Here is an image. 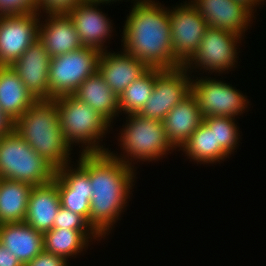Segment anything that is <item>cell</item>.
<instances>
[{"label":"cell","instance_id":"1","mask_svg":"<svg viewBox=\"0 0 266 266\" xmlns=\"http://www.w3.org/2000/svg\"><path fill=\"white\" fill-rule=\"evenodd\" d=\"M134 4L122 32L123 51L142 60L149 68L179 67L174 61L169 9L152 0Z\"/></svg>","mask_w":266,"mask_h":266},{"label":"cell","instance_id":"2","mask_svg":"<svg viewBox=\"0 0 266 266\" xmlns=\"http://www.w3.org/2000/svg\"><path fill=\"white\" fill-rule=\"evenodd\" d=\"M134 171L109 152L89 153L90 226L101 236L99 240L110 233L123 212L136 176Z\"/></svg>","mask_w":266,"mask_h":266},{"label":"cell","instance_id":"3","mask_svg":"<svg viewBox=\"0 0 266 266\" xmlns=\"http://www.w3.org/2000/svg\"><path fill=\"white\" fill-rule=\"evenodd\" d=\"M14 130L56 170L71 163V145L65 140L60 128L58 111L53 99L36 100L15 121Z\"/></svg>","mask_w":266,"mask_h":266},{"label":"cell","instance_id":"4","mask_svg":"<svg viewBox=\"0 0 266 266\" xmlns=\"http://www.w3.org/2000/svg\"><path fill=\"white\" fill-rule=\"evenodd\" d=\"M53 100L56 103L60 128L70 145L74 142L83 143L85 147L82 153L109 151L98 143L111 125L103 116L74 95H63Z\"/></svg>","mask_w":266,"mask_h":266},{"label":"cell","instance_id":"5","mask_svg":"<svg viewBox=\"0 0 266 266\" xmlns=\"http://www.w3.org/2000/svg\"><path fill=\"white\" fill-rule=\"evenodd\" d=\"M56 169L15 131L0 138V178L32 186L54 180Z\"/></svg>","mask_w":266,"mask_h":266},{"label":"cell","instance_id":"6","mask_svg":"<svg viewBox=\"0 0 266 266\" xmlns=\"http://www.w3.org/2000/svg\"><path fill=\"white\" fill-rule=\"evenodd\" d=\"M121 131L120 147L123 149V157L108 151L114 158L134 168L131 161H153L175 149L168 141L162 121L142 117L137 113L128 114ZM168 152V153H166ZM129 156L131 158H129ZM125 157V158H124ZM127 157V158H126Z\"/></svg>","mask_w":266,"mask_h":266},{"label":"cell","instance_id":"7","mask_svg":"<svg viewBox=\"0 0 266 266\" xmlns=\"http://www.w3.org/2000/svg\"><path fill=\"white\" fill-rule=\"evenodd\" d=\"M100 53L99 50L83 46L51 57L48 82L51 99L73 95L77 88L98 70Z\"/></svg>","mask_w":266,"mask_h":266},{"label":"cell","instance_id":"8","mask_svg":"<svg viewBox=\"0 0 266 266\" xmlns=\"http://www.w3.org/2000/svg\"><path fill=\"white\" fill-rule=\"evenodd\" d=\"M184 66L156 69L153 92L137 113L142 117L162 121L168 112L191 93L192 79Z\"/></svg>","mask_w":266,"mask_h":266},{"label":"cell","instance_id":"9","mask_svg":"<svg viewBox=\"0 0 266 266\" xmlns=\"http://www.w3.org/2000/svg\"><path fill=\"white\" fill-rule=\"evenodd\" d=\"M169 18L174 61L185 66L195 55L208 25L190 2L169 9Z\"/></svg>","mask_w":266,"mask_h":266},{"label":"cell","instance_id":"10","mask_svg":"<svg viewBox=\"0 0 266 266\" xmlns=\"http://www.w3.org/2000/svg\"><path fill=\"white\" fill-rule=\"evenodd\" d=\"M191 93L197 99L203 117L235 118V116L241 115L249 104L247 97L232 85L224 83V81L210 79V77H201L200 79L197 77L196 80H192Z\"/></svg>","mask_w":266,"mask_h":266},{"label":"cell","instance_id":"11","mask_svg":"<svg viewBox=\"0 0 266 266\" xmlns=\"http://www.w3.org/2000/svg\"><path fill=\"white\" fill-rule=\"evenodd\" d=\"M241 36L218 28L208 27L202 38L195 55L184 66L189 73V68L209 70L219 74L231 69L237 57V43L241 42ZM239 41V42H238ZM194 62V63H193ZM195 64V67L193 66ZM197 66V67H196Z\"/></svg>","mask_w":266,"mask_h":266},{"label":"cell","instance_id":"12","mask_svg":"<svg viewBox=\"0 0 266 266\" xmlns=\"http://www.w3.org/2000/svg\"><path fill=\"white\" fill-rule=\"evenodd\" d=\"M77 168L65 165L56 170V185L62 207L81 215L90 225L92 187L89 179V153H82Z\"/></svg>","mask_w":266,"mask_h":266},{"label":"cell","instance_id":"13","mask_svg":"<svg viewBox=\"0 0 266 266\" xmlns=\"http://www.w3.org/2000/svg\"><path fill=\"white\" fill-rule=\"evenodd\" d=\"M40 12L0 16V65L11 66L39 39Z\"/></svg>","mask_w":266,"mask_h":266},{"label":"cell","instance_id":"14","mask_svg":"<svg viewBox=\"0 0 266 266\" xmlns=\"http://www.w3.org/2000/svg\"><path fill=\"white\" fill-rule=\"evenodd\" d=\"M50 61L43 43L37 39L11 65L36 100L51 99L48 84Z\"/></svg>","mask_w":266,"mask_h":266},{"label":"cell","instance_id":"15","mask_svg":"<svg viewBox=\"0 0 266 266\" xmlns=\"http://www.w3.org/2000/svg\"><path fill=\"white\" fill-rule=\"evenodd\" d=\"M99 4L100 2L85 0L73 6L67 13L74 23L81 44L104 52V43L111 36L113 26L106 14L97 9Z\"/></svg>","mask_w":266,"mask_h":266},{"label":"cell","instance_id":"16","mask_svg":"<svg viewBox=\"0 0 266 266\" xmlns=\"http://www.w3.org/2000/svg\"><path fill=\"white\" fill-rule=\"evenodd\" d=\"M190 3L206 20L208 27L227 30L241 37L254 17L245 6L234 0H192Z\"/></svg>","mask_w":266,"mask_h":266},{"label":"cell","instance_id":"17","mask_svg":"<svg viewBox=\"0 0 266 266\" xmlns=\"http://www.w3.org/2000/svg\"><path fill=\"white\" fill-rule=\"evenodd\" d=\"M100 53L98 71L102 78L119 97L121 93L136 79L142 76L149 67L142 61L126 53Z\"/></svg>","mask_w":266,"mask_h":266},{"label":"cell","instance_id":"18","mask_svg":"<svg viewBox=\"0 0 266 266\" xmlns=\"http://www.w3.org/2000/svg\"><path fill=\"white\" fill-rule=\"evenodd\" d=\"M47 14L46 24L42 22L39 24V40L50 57L60 56L83 47L67 12H47Z\"/></svg>","mask_w":266,"mask_h":266},{"label":"cell","instance_id":"19","mask_svg":"<svg viewBox=\"0 0 266 266\" xmlns=\"http://www.w3.org/2000/svg\"><path fill=\"white\" fill-rule=\"evenodd\" d=\"M60 207L56 178L49 183L33 186L24 222L36 231L42 233L50 231L53 229L54 219Z\"/></svg>","mask_w":266,"mask_h":266},{"label":"cell","instance_id":"20","mask_svg":"<svg viewBox=\"0 0 266 266\" xmlns=\"http://www.w3.org/2000/svg\"><path fill=\"white\" fill-rule=\"evenodd\" d=\"M203 119L197 99L190 93L162 120L168 141L174 148H181Z\"/></svg>","mask_w":266,"mask_h":266},{"label":"cell","instance_id":"21","mask_svg":"<svg viewBox=\"0 0 266 266\" xmlns=\"http://www.w3.org/2000/svg\"><path fill=\"white\" fill-rule=\"evenodd\" d=\"M0 242L23 266L44 250L43 233L24 221L0 224Z\"/></svg>","mask_w":266,"mask_h":266},{"label":"cell","instance_id":"22","mask_svg":"<svg viewBox=\"0 0 266 266\" xmlns=\"http://www.w3.org/2000/svg\"><path fill=\"white\" fill-rule=\"evenodd\" d=\"M36 101L9 65H0V109L16 121Z\"/></svg>","mask_w":266,"mask_h":266},{"label":"cell","instance_id":"23","mask_svg":"<svg viewBox=\"0 0 266 266\" xmlns=\"http://www.w3.org/2000/svg\"><path fill=\"white\" fill-rule=\"evenodd\" d=\"M73 95L91 106L110 124L120 113L119 97L110 89L98 70L90 75Z\"/></svg>","mask_w":266,"mask_h":266},{"label":"cell","instance_id":"24","mask_svg":"<svg viewBox=\"0 0 266 266\" xmlns=\"http://www.w3.org/2000/svg\"><path fill=\"white\" fill-rule=\"evenodd\" d=\"M32 185L0 178V224L25 221Z\"/></svg>","mask_w":266,"mask_h":266},{"label":"cell","instance_id":"25","mask_svg":"<svg viewBox=\"0 0 266 266\" xmlns=\"http://www.w3.org/2000/svg\"><path fill=\"white\" fill-rule=\"evenodd\" d=\"M92 237L95 240L100 236L94 230L51 229L43 233L44 251L68 260L70 256L81 253L83 248H88L89 239Z\"/></svg>","mask_w":266,"mask_h":266},{"label":"cell","instance_id":"26","mask_svg":"<svg viewBox=\"0 0 266 266\" xmlns=\"http://www.w3.org/2000/svg\"><path fill=\"white\" fill-rule=\"evenodd\" d=\"M183 148V149H182ZM197 163L220 162L227 158L216 146L214 128H209L204 122L192 133L190 138L180 148Z\"/></svg>","mask_w":266,"mask_h":266},{"label":"cell","instance_id":"27","mask_svg":"<svg viewBox=\"0 0 266 266\" xmlns=\"http://www.w3.org/2000/svg\"><path fill=\"white\" fill-rule=\"evenodd\" d=\"M155 68H149L142 76L133 81L119 96L120 113H138L153 92Z\"/></svg>","mask_w":266,"mask_h":266},{"label":"cell","instance_id":"28","mask_svg":"<svg viewBox=\"0 0 266 266\" xmlns=\"http://www.w3.org/2000/svg\"><path fill=\"white\" fill-rule=\"evenodd\" d=\"M233 117L210 116L204 117L203 122L209 127L214 128L215 146L226 156L229 157L238 144L239 127L235 124Z\"/></svg>","mask_w":266,"mask_h":266},{"label":"cell","instance_id":"29","mask_svg":"<svg viewBox=\"0 0 266 266\" xmlns=\"http://www.w3.org/2000/svg\"><path fill=\"white\" fill-rule=\"evenodd\" d=\"M94 230L89 223L79 214L60 207L54 219L53 229Z\"/></svg>","mask_w":266,"mask_h":266},{"label":"cell","instance_id":"30","mask_svg":"<svg viewBox=\"0 0 266 266\" xmlns=\"http://www.w3.org/2000/svg\"><path fill=\"white\" fill-rule=\"evenodd\" d=\"M39 11L38 0H0L1 15H21Z\"/></svg>","mask_w":266,"mask_h":266},{"label":"cell","instance_id":"31","mask_svg":"<svg viewBox=\"0 0 266 266\" xmlns=\"http://www.w3.org/2000/svg\"><path fill=\"white\" fill-rule=\"evenodd\" d=\"M85 0H38L39 12H67L73 6Z\"/></svg>","mask_w":266,"mask_h":266},{"label":"cell","instance_id":"32","mask_svg":"<svg viewBox=\"0 0 266 266\" xmlns=\"http://www.w3.org/2000/svg\"><path fill=\"white\" fill-rule=\"evenodd\" d=\"M24 266H68L67 260L59 255L42 251Z\"/></svg>","mask_w":266,"mask_h":266},{"label":"cell","instance_id":"33","mask_svg":"<svg viewBox=\"0 0 266 266\" xmlns=\"http://www.w3.org/2000/svg\"><path fill=\"white\" fill-rule=\"evenodd\" d=\"M0 266H23L21 262L0 242Z\"/></svg>","mask_w":266,"mask_h":266},{"label":"cell","instance_id":"34","mask_svg":"<svg viewBox=\"0 0 266 266\" xmlns=\"http://www.w3.org/2000/svg\"><path fill=\"white\" fill-rule=\"evenodd\" d=\"M15 121L0 109V138L14 130Z\"/></svg>","mask_w":266,"mask_h":266},{"label":"cell","instance_id":"35","mask_svg":"<svg viewBox=\"0 0 266 266\" xmlns=\"http://www.w3.org/2000/svg\"><path fill=\"white\" fill-rule=\"evenodd\" d=\"M234 1L245 6L252 14L254 13L253 7H256L257 4L259 5L261 1L264 2V0H234Z\"/></svg>","mask_w":266,"mask_h":266},{"label":"cell","instance_id":"36","mask_svg":"<svg viewBox=\"0 0 266 266\" xmlns=\"http://www.w3.org/2000/svg\"><path fill=\"white\" fill-rule=\"evenodd\" d=\"M89 1H94V2H100V3H102V5H103V3L105 4H107V3H111V2H114L115 0H89ZM116 1H119V0H116ZM121 1V0H120ZM134 1V0H133ZM137 1H139V0H135L134 2H137Z\"/></svg>","mask_w":266,"mask_h":266}]
</instances>
